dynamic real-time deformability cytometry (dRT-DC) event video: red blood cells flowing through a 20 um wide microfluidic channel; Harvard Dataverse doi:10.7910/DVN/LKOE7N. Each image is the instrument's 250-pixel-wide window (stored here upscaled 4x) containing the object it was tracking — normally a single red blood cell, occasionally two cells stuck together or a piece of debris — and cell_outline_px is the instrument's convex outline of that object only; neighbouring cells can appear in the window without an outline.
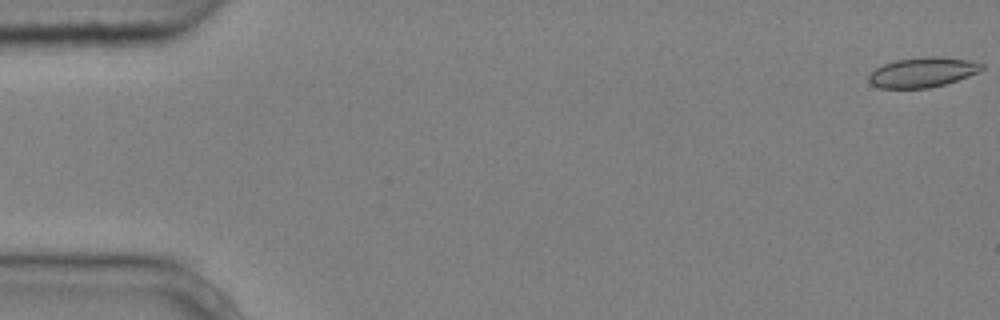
{"species": "common noctule bat (a hibernating species)", "species_latin": "Nyctalus noctula", "temperature_condition": "cold", "stored_images_in_passage": 8, "camera_frame_rate_fps": 3000, "um_per_image_px": 0.085, "animal": {"sex": "male", "body_mass_g": 20.4}, "frame": {"image": 1, "passage_image": 1, "time_ms": 0.0, "image_size_px": [1000, 320], "cell_outline_px": [[984, 68], [980, 72], [944, 84], [928, 88], [880, 88], [872, 84], [868, 80], [868, 76], [876, 68], [884, 64], [896, 60], [924, 56], [936, 56], [968, 60], [984, 64]], "centroid_in_image_um": [78.43, 6.14], "position_along_channel_um": 6.6, "area_um2": 19.59}}
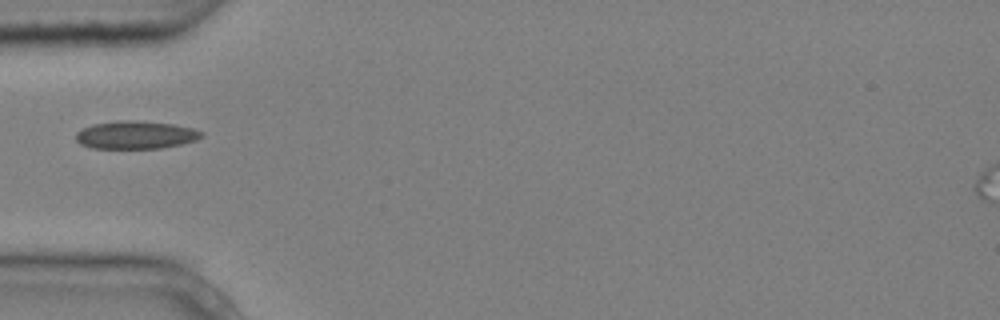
{"frame": {"image": 2, "passage_image": 5, "time_ms": 1.333, "image_size_px": [1000, 320], "cell_outline_px": [[204, 136], [196, 140], [180, 144], [160, 148], [92, 148], [80, 144], [76, 140], [76, 132], [80, 128], [92, 124], [116, 120], [132, 120], [172, 124], [192, 128], [204, 132]], "centroid_in_image_um": [11.5, 11.46], "position_along_channel_um": 73.5, "area_um2": 20.52}}
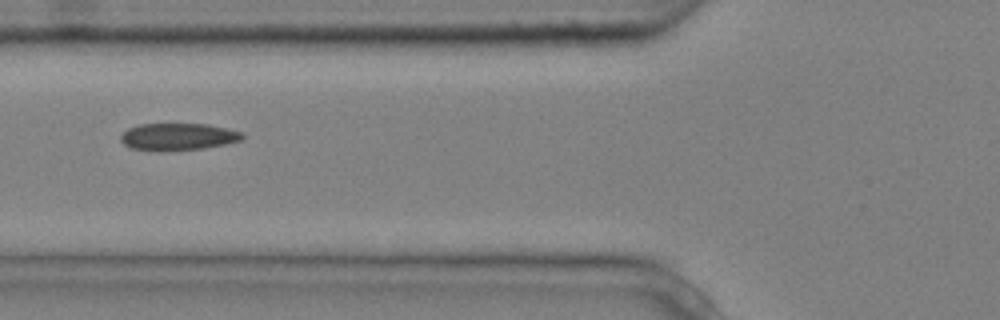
{"frame": {"image": 3, "passage_image": 6, "time_ms": 1.667, "image_size_px": [1000, 320], "cell_outline_px": [[244, 136], [240, 140], [224, 144], [200, 148], [132, 148], [124, 144], [120, 140], [120, 136], [128, 128], [140, 124], [208, 124], [244, 132]], "centroid_in_image_um": [15.17, 11.56], "position_along_channel_um": 110.6, "area_um2": 18.21}}